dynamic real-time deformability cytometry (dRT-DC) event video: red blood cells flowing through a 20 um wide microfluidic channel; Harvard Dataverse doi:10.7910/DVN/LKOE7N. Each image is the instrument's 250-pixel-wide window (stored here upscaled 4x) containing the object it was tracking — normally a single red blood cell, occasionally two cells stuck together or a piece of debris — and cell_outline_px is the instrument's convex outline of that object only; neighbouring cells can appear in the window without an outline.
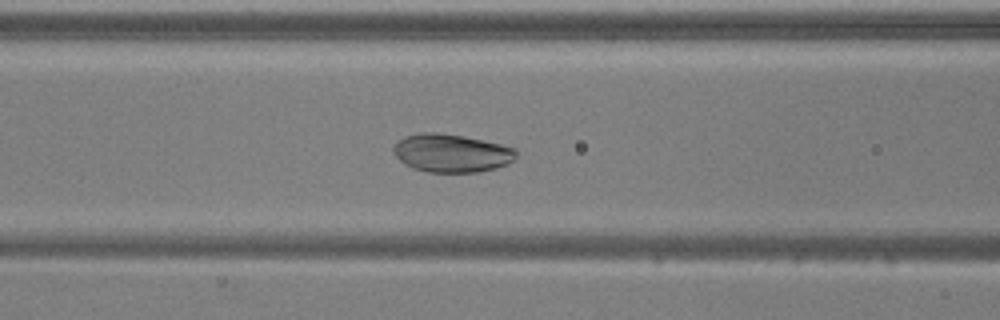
{"species": "common noctule bat (a hibernating species)", "species_latin": "Nyctalus noctula", "temperature_condition": "warm", "stored_images_in_passage": 53, "camera_frame_rate_fps": 3000, "um_per_image_px": 0.085, "animal": {"sex": "male", "body_mass_g": 20.5, "forearm_length_mm": 52.5}, "frame": {"image": 1, "passage_image": 22, "time_ms": 7.0, "image_size_px": [1000, 320], "cell_outline_px": [[516, 156], [508, 164], [496, 168], [476, 172], [428, 172], [412, 168], [404, 164], [392, 152], [392, 148], [396, 140], [404, 136], [420, 132], [436, 132], [464, 136], [500, 144], [516, 148]], "centroid_in_image_um": [38.33, 13.0], "position_along_channel_um": 128.3, "area_um2": 27.51}}
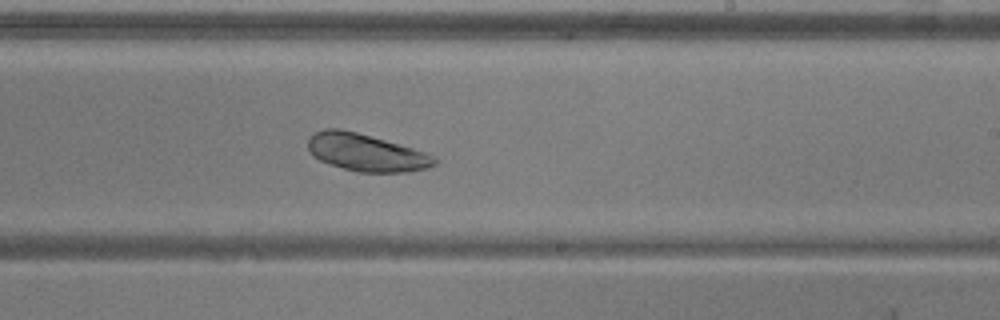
{"frame": {"image": 2, "passage_image": 32, "time_ms": 10.333, "image_size_px": [1000, 320], "cell_outline_px": [[436, 164], [428, 168], [408, 172], [356, 172], [320, 160], [312, 156], [308, 148], [308, 140], [316, 132], [324, 128], [340, 128], [356, 132], [412, 148], [436, 156]], "centroid_in_image_um": [31.12, 12.97], "position_along_channel_um": 257.9, "area_um2": 27.28}}
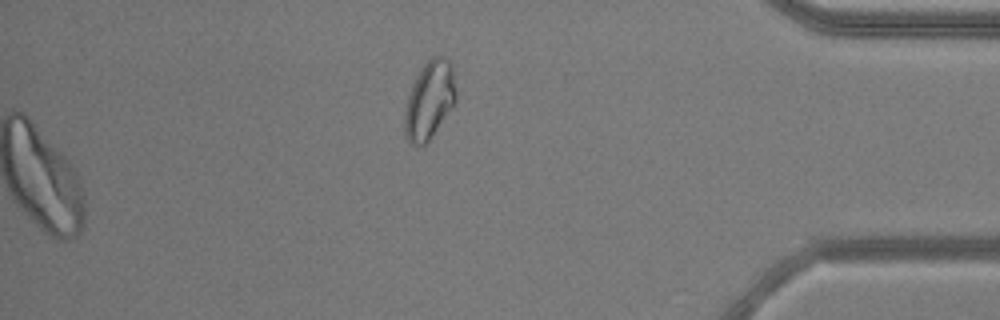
{"frame": {"image": 3, "passage_image": 53, "time_ms": 17.333, "image_size_px": [1000, 320], "cell_outline_px": [[456, 100], [432, 136], [420, 148], [412, 144], [408, 140], [404, 132], [404, 112], [408, 96], [416, 76], [424, 64], [432, 56], [444, 56], [452, 64], [456, 92]], "centroid_in_image_um": [36.49, 8.51], "position_along_channel_um": 398.7, "area_um2": 23.18}}